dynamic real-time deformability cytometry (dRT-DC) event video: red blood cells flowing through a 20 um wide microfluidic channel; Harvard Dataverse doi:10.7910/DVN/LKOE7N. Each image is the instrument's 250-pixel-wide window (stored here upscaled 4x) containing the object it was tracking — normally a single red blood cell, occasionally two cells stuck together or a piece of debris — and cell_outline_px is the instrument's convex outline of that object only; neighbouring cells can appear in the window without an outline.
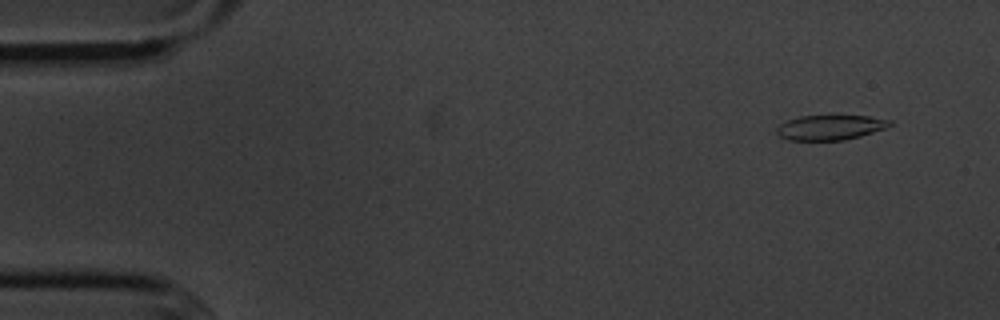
{"species": "common noctule bat (a hibernating species)", "species_latin": "Nyctalus noctula", "temperature_condition": "cold", "stored_images_in_passage": 53, "camera_frame_rate_fps": 3000, "um_per_image_px": 0.085, "animal": {"sex": "male", "body_mass_g": 20.1, "forearm_length_mm": 53.5}, "frame": {"image": 1, "passage_image": 2, "time_ms": 0.333, "image_size_px": [1000, 320], "cell_outline_px": [[892, 124], [884, 128], [860, 136], [844, 140], [788, 140], [780, 136], [776, 132], [776, 128], [780, 124], [788, 120], [800, 116], [868, 116], [892, 120]], "centroid_in_image_um": [70.55, 10.83], "position_along_channel_um": 14.4, "area_um2": 16.24}}
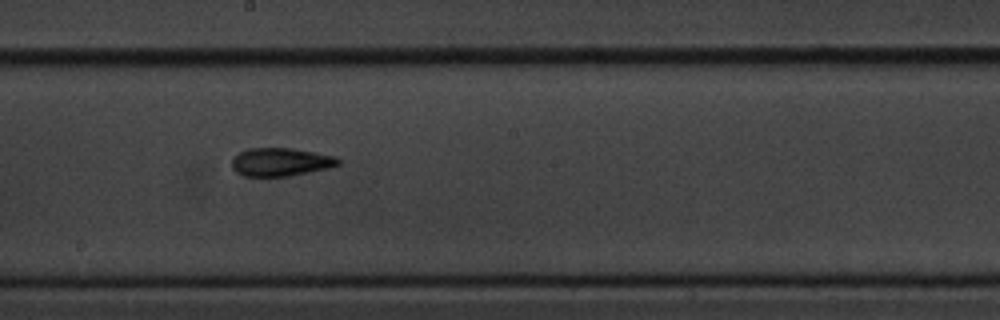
{"frame": {"image": 2, "passage_image": 28, "time_ms": 9.0, "image_size_px": [1000, 320], "cell_outline_px": [[340, 164], [328, 168], [288, 176], [244, 176], [236, 172], [232, 168], [232, 156], [248, 148], [292, 148], [316, 152], [336, 156], [340, 160]], "centroid_in_image_um": [23.84, 13.76], "position_along_channel_um": 224.4, "area_um2": 17.57}}
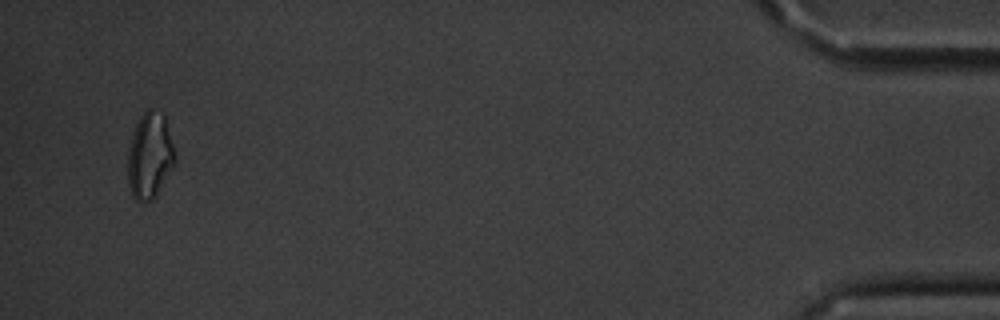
{"frame": {"image": 3, "passage_image": 51, "time_ms": 16.667, "image_size_px": [1000, 320], "cell_outline_px": [[176, 160], [172, 168], [156, 196], [152, 200], [136, 200], [132, 196], [128, 180], [128, 152], [132, 136], [136, 124], [140, 116], [148, 108], [152, 108], [164, 112], [176, 156]], "centroid_in_image_um": [12.75, 13.19], "position_along_channel_um": 422.5, "area_um2": 23.64}, "authors_computed_cell_mechanics": {"area_um2": 17.5712, "velocity_mm_per_s": 3.6233, "shape_relaxation_time_tau1_ms": 5.3412, "shape_relaxation_time_tau2_ms": 4.0386, "deformation_change_tau1": 0.144, "deformation_change_tau2": 0.1135}}